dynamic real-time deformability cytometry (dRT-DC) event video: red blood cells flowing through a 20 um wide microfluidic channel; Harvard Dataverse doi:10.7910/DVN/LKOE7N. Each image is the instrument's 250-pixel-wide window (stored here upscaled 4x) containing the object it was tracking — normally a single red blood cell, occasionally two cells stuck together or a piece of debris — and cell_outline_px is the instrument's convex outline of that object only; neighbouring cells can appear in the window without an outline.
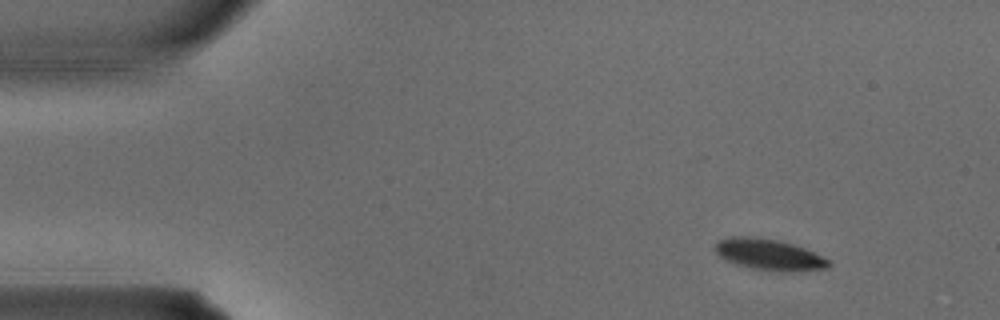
{"species": "common noctule bat (a hibernating species)", "species_latin": "Nyctalus noctula", "temperature_condition": "warm", "stored_images_in_passage": 2, "camera_frame_rate_fps": 3000, "um_per_image_px": 0.085, "animal": {"sex": "male", "body_mass_g": 15.6}, "frame": {"image": 1, "passage_image": 2, "time_ms": 0.333, "image_size_px": [1000, 320], "cell_outline_px": [[832, 264], [828, 268], [788, 272], [784, 272], [752, 268], [736, 264], [724, 260], [716, 252], [716, 244], [720, 240], [732, 236], [748, 236], [776, 240], [792, 244], [804, 248], [828, 260]], "centroid_in_image_um": [65.36, 21.65], "position_along_channel_um": 19.6, "area_um2": 20.29}}